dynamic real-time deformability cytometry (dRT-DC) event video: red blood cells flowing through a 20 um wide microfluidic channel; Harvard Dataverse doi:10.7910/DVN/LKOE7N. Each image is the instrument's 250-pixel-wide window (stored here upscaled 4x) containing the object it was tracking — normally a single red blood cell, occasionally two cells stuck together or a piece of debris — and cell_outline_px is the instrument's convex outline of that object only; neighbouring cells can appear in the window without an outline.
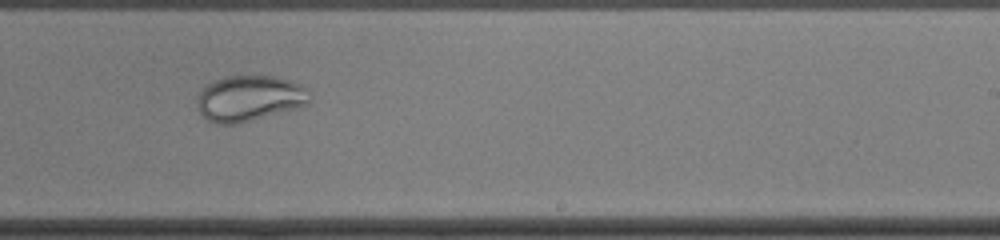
{"species": "common noctule bat (a hibernating species)", "species_latin": "Nyctalus noctula", "temperature_condition": "cold", "stored_images_in_passage": 42, "camera_frame_rate_fps": 3000, "um_per_image_px": 0.085, "animal": {"sex": "female", "body_mass_g": 22.0, "forearm_length_mm": 56.7}, "frame": {"image": 1, "passage_image": 22, "time_ms": 7.0, "image_size_px": [1000, 240], "cell_outline_px": [[296, 100], [248, 116], [232, 120], [220, 120], [212, 116], [208, 112], [204, 96], [208, 88], [224, 80], [272, 80], [284, 84], [292, 88]], "centroid_in_image_um": [20.88, 8.32], "position_along_channel_um": 268.1, "area_um2": 19.71}}
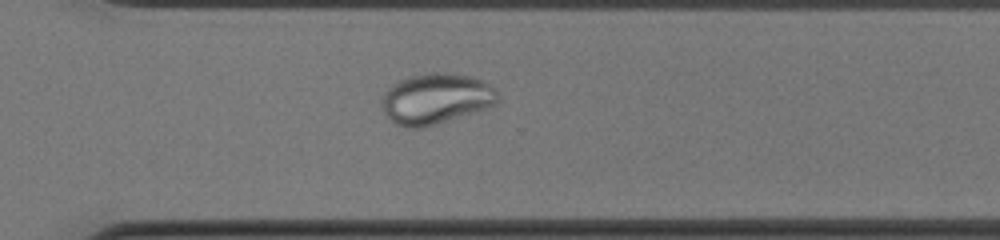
{"frame": {"image": 2, "passage_image": 27, "time_ms": 8.667, "image_size_px": [1000, 240], "cell_outline_px": [[476, 104], [436, 120], [424, 124], [404, 124], [396, 120], [392, 116], [392, 92], [396, 88], [412, 80], [428, 76], [448, 76], [468, 80], [476, 84]], "centroid_in_image_um": [36.7, 8.41], "position_along_channel_um": 333.9, "area_um2": 23.0}}